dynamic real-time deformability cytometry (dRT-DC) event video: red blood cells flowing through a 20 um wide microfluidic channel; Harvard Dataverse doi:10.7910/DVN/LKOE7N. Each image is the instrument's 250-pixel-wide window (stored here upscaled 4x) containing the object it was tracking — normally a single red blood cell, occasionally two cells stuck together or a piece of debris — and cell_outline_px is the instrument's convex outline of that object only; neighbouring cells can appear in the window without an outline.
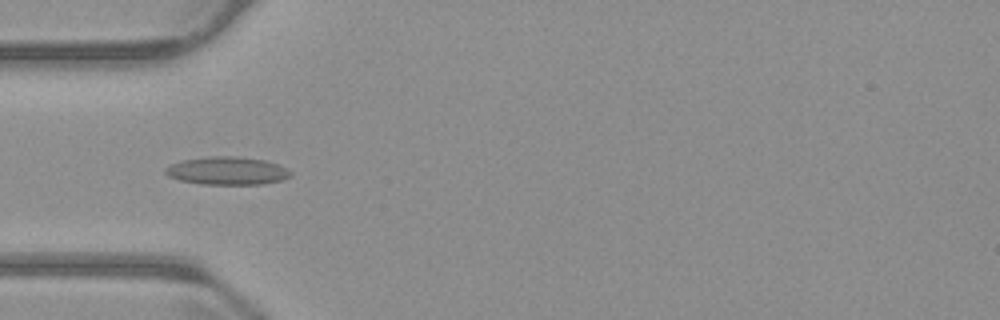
{"species": "common noctule bat (a hibernating species)", "species_latin": "Nyctalus noctula", "temperature_condition": "warm", "stored_images_in_passage": 50, "camera_frame_rate_fps": 3000, "um_per_image_px": 0.085, "animal": {"sex": "male", "body_mass_g": 23.1, "forearm_length_mm": 52.7}, "frame": {"image": 1, "passage_image": 12, "time_ms": 3.667, "image_size_px": [1000, 320], "cell_outline_px": [[292, 176], [280, 180], [264, 184], [200, 184], [180, 180], [168, 176], [164, 172], [164, 168], [172, 164], [184, 160], [208, 156], [236, 156], [264, 160], [276, 164], [292, 172]], "centroid_in_image_um": [19.29, 14.52], "position_along_channel_um": 65.7, "area_um2": 20.29}}
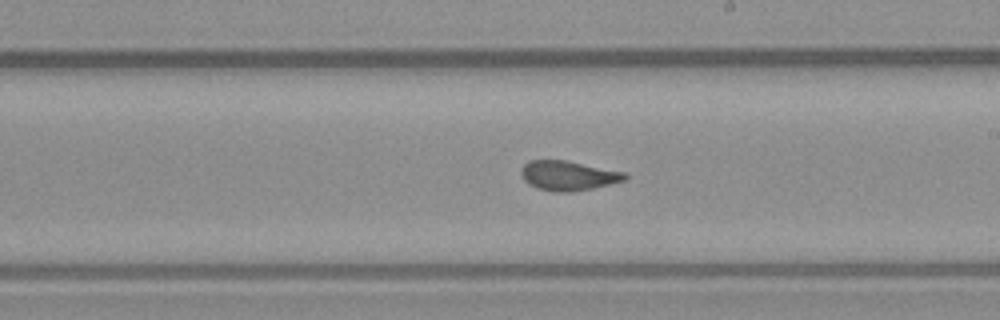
{"frame": {"image": 2, "passage_image": 26, "time_ms": 8.333, "image_size_px": [1000, 320], "cell_outline_px": [[628, 176], [624, 180], [592, 188], [572, 192], [552, 192], [528, 184], [524, 180], [520, 172], [520, 168], [528, 160], [564, 160], [624, 172]], "centroid_in_image_um": [48.24, 14.92], "position_along_channel_um": 240.8, "area_um2": 17.74}}
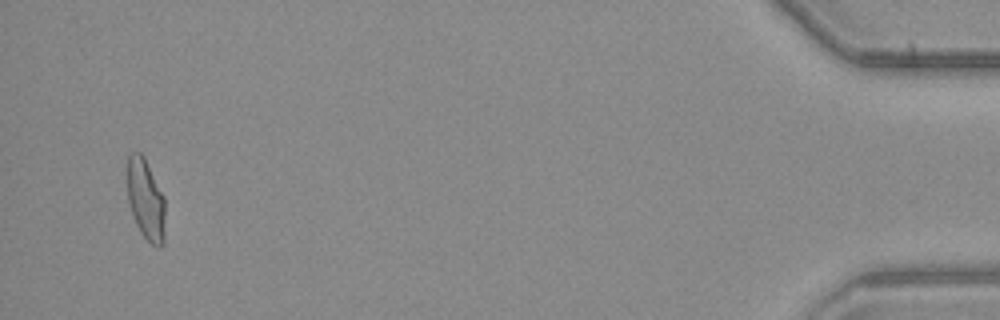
{"frame": {"image": 3, "passage_image": 48, "time_ms": 15.667, "image_size_px": [1000, 320], "cell_outline_px": [[164, 244], [160, 248], [156, 248], [140, 232], [136, 224], [128, 200], [128, 152], [140, 152], [144, 156], [164, 196]], "centroid_in_image_um": [12.4, 16.97], "position_along_channel_um": 422.8, "area_um2": 17.8}, "authors_computed_cell_mechanics": {"area_um2": 18.0625, "velocity_mm_per_s": 3.7336, "shape_relaxation_time_tau1_ms": null, "shape_relaxation_time_tau2_ms": 1.0736, "deformation_change_tau1": null, "deformation_change_tau2": 0.0631}}